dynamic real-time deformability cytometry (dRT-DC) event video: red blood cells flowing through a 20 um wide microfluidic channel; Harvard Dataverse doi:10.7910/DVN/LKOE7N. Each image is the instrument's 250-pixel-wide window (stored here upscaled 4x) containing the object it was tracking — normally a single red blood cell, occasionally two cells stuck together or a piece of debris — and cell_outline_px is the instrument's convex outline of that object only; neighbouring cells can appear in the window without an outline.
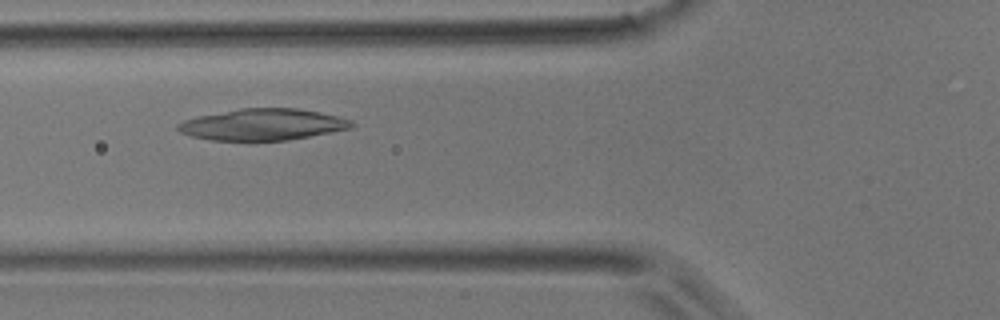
{"species": "common noctule bat (a hibernating species)", "species_latin": "Nyctalus noctula", "temperature_condition": "room temperature", "stored_images_in_passage": 3, "camera_frame_rate_fps": 3000, "um_per_image_px": 0.085, "animal": {"sex": "male", "body_mass_g": 17.9}, "frame": {"image": 1, "passage_image": 3, "time_ms": 0.667, "image_size_px": [1000, 320], "cell_outline_px": [[356, 124], [352, 128], [288, 140], [212, 140], [192, 136], [180, 132], [176, 128], [176, 124], [184, 120], [200, 116], [240, 108], [296, 108], [320, 112], [352, 120]], "centroid_in_image_um": [22.35, 10.58], "position_along_channel_um": 103.5, "area_um2": 31.62}}